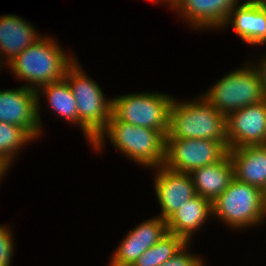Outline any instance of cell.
<instances>
[{"mask_svg": "<svg viewBox=\"0 0 266 266\" xmlns=\"http://www.w3.org/2000/svg\"><path fill=\"white\" fill-rule=\"evenodd\" d=\"M60 47L51 37H41L7 67L15 77L27 82V88L37 91L43 85L64 80L67 69L76 61L73 55L67 57Z\"/></svg>", "mask_w": 266, "mask_h": 266, "instance_id": "obj_1", "label": "cell"}, {"mask_svg": "<svg viewBox=\"0 0 266 266\" xmlns=\"http://www.w3.org/2000/svg\"><path fill=\"white\" fill-rule=\"evenodd\" d=\"M165 139H207L222 143L228 150L226 116L203 97L195 101L172 100Z\"/></svg>", "mask_w": 266, "mask_h": 266, "instance_id": "obj_2", "label": "cell"}, {"mask_svg": "<svg viewBox=\"0 0 266 266\" xmlns=\"http://www.w3.org/2000/svg\"><path fill=\"white\" fill-rule=\"evenodd\" d=\"M105 136L121 153L142 166L156 169L165 161L166 136L160 131L134 126L111 115L106 129L91 144L92 148L101 150Z\"/></svg>", "mask_w": 266, "mask_h": 266, "instance_id": "obj_3", "label": "cell"}, {"mask_svg": "<svg viewBox=\"0 0 266 266\" xmlns=\"http://www.w3.org/2000/svg\"><path fill=\"white\" fill-rule=\"evenodd\" d=\"M65 80L77 102L82 132L92 144L107 127L112 99H105L100 86L86 75L77 60L67 69Z\"/></svg>", "mask_w": 266, "mask_h": 266, "instance_id": "obj_4", "label": "cell"}, {"mask_svg": "<svg viewBox=\"0 0 266 266\" xmlns=\"http://www.w3.org/2000/svg\"><path fill=\"white\" fill-rule=\"evenodd\" d=\"M212 209L215 217L236 229L258 225L266 218L263 191L236 178L212 202Z\"/></svg>", "mask_w": 266, "mask_h": 266, "instance_id": "obj_5", "label": "cell"}, {"mask_svg": "<svg viewBox=\"0 0 266 266\" xmlns=\"http://www.w3.org/2000/svg\"><path fill=\"white\" fill-rule=\"evenodd\" d=\"M204 94L202 97L224 116L265 100L259 75L251 64L226 74Z\"/></svg>", "mask_w": 266, "mask_h": 266, "instance_id": "obj_6", "label": "cell"}, {"mask_svg": "<svg viewBox=\"0 0 266 266\" xmlns=\"http://www.w3.org/2000/svg\"><path fill=\"white\" fill-rule=\"evenodd\" d=\"M172 96L164 93L142 92L112 99V116L134 126L168 133Z\"/></svg>", "mask_w": 266, "mask_h": 266, "instance_id": "obj_7", "label": "cell"}, {"mask_svg": "<svg viewBox=\"0 0 266 266\" xmlns=\"http://www.w3.org/2000/svg\"><path fill=\"white\" fill-rule=\"evenodd\" d=\"M228 149L220 142L207 139H165L163 166L177 172L193 170L221 161Z\"/></svg>", "mask_w": 266, "mask_h": 266, "instance_id": "obj_8", "label": "cell"}, {"mask_svg": "<svg viewBox=\"0 0 266 266\" xmlns=\"http://www.w3.org/2000/svg\"><path fill=\"white\" fill-rule=\"evenodd\" d=\"M38 93L21 86L0 90V121L25 128L35 139L41 135ZM38 136V137H37Z\"/></svg>", "mask_w": 266, "mask_h": 266, "instance_id": "obj_9", "label": "cell"}, {"mask_svg": "<svg viewBox=\"0 0 266 266\" xmlns=\"http://www.w3.org/2000/svg\"><path fill=\"white\" fill-rule=\"evenodd\" d=\"M229 149L266 145V99L226 116Z\"/></svg>", "mask_w": 266, "mask_h": 266, "instance_id": "obj_10", "label": "cell"}, {"mask_svg": "<svg viewBox=\"0 0 266 266\" xmlns=\"http://www.w3.org/2000/svg\"><path fill=\"white\" fill-rule=\"evenodd\" d=\"M168 233L166 220L159 216L140 223L123 238L109 266H132L147 249Z\"/></svg>", "mask_w": 266, "mask_h": 266, "instance_id": "obj_11", "label": "cell"}, {"mask_svg": "<svg viewBox=\"0 0 266 266\" xmlns=\"http://www.w3.org/2000/svg\"><path fill=\"white\" fill-rule=\"evenodd\" d=\"M156 170L154 188L162 210L159 217L167 220L197 194L190 174L173 171L163 165Z\"/></svg>", "mask_w": 266, "mask_h": 266, "instance_id": "obj_12", "label": "cell"}, {"mask_svg": "<svg viewBox=\"0 0 266 266\" xmlns=\"http://www.w3.org/2000/svg\"><path fill=\"white\" fill-rule=\"evenodd\" d=\"M239 0H181L175 10L196 29L225 27L228 16ZM204 28V29H203Z\"/></svg>", "mask_w": 266, "mask_h": 266, "instance_id": "obj_13", "label": "cell"}, {"mask_svg": "<svg viewBox=\"0 0 266 266\" xmlns=\"http://www.w3.org/2000/svg\"><path fill=\"white\" fill-rule=\"evenodd\" d=\"M232 24L236 34L249 45L266 43V7L247 0L233 8L225 26Z\"/></svg>", "mask_w": 266, "mask_h": 266, "instance_id": "obj_14", "label": "cell"}, {"mask_svg": "<svg viewBox=\"0 0 266 266\" xmlns=\"http://www.w3.org/2000/svg\"><path fill=\"white\" fill-rule=\"evenodd\" d=\"M235 178L263 190L266 185V145L229 149Z\"/></svg>", "mask_w": 266, "mask_h": 266, "instance_id": "obj_15", "label": "cell"}, {"mask_svg": "<svg viewBox=\"0 0 266 266\" xmlns=\"http://www.w3.org/2000/svg\"><path fill=\"white\" fill-rule=\"evenodd\" d=\"M40 38L34 26L23 18L12 14L0 17V53L7 56L5 65Z\"/></svg>", "mask_w": 266, "mask_h": 266, "instance_id": "obj_16", "label": "cell"}, {"mask_svg": "<svg viewBox=\"0 0 266 266\" xmlns=\"http://www.w3.org/2000/svg\"><path fill=\"white\" fill-rule=\"evenodd\" d=\"M189 174L196 194L212 202L227 189L235 178L234 165L229 154L221 161L195 169Z\"/></svg>", "mask_w": 266, "mask_h": 266, "instance_id": "obj_17", "label": "cell"}, {"mask_svg": "<svg viewBox=\"0 0 266 266\" xmlns=\"http://www.w3.org/2000/svg\"><path fill=\"white\" fill-rule=\"evenodd\" d=\"M212 214V201L196 195L166 220L168 232L181 236L187 243H190L194 231L201 228L208 216Z\"/></svg>", "mask_w": 266, "mask_h": 266, "instance_id": "obj_18", "label": "cell"}, {"mask_svg": "<svg viewBox=\"0 0 266 266\" xmlns=\"http://www.w3.org/2000/svg\"><path fill=\"white\" fill-rule=\"evenodd\" d=\"M40 90L47 95L45 98L48 99L49 105L52 110L56 111V114L66 119L68 122L79 124L81 127L77 111V102L65 79L41 86L37 90L38 95H41L39 94Z\"/></svg>", "mask_w": 266, "mask_h": 266, "instance_id": "obj_19", "label": "cell"}, {"mask_svg": "<svg viewBox=\"0 0 266 266\" xmlns=\"http://www.w3.org/2000/svg\"><path fill=\"white\" fill-rule=\"evenodd\" d=\"M34 139L25 128L0 121V162L11 167L17 150Z\"/></svg>", "mask_w": 266, "mask_h": 266, "instance_id": "obj_20", "label": "cell"}, {"mask_svg": "<svg viewBox=\"0 0 266 266\" xmlns=\"http://www.w3.org/2000/svg\"><path fill=\"white\" fill-rule=\"evenodd\" d=\"M186 244L187 242L181 236L168 233L154 246L147 249L132 266H161Z\"/></svg>", "mask_w": 266, "mask_h": 266, "instance_id": "obj_21", "label": "cell"}, {"mask_svg": "<svg viewBox=\"0 0 266 266\" xmlns=\"http://www.w3.org/2000/svg\"><path fill=\"white\" fill-rule=\"evenodd\" d=\"M9 230L0 225V266H10L13 258V236Z\"/></svg>", "mask_w": 266, "mask_h": 266, "instance_id": "obj_22", "label": "cell"}, {"mask_svg": "<svg viewBox=\"0 0 266 266\" xmlns=\"http://www.w3.org/2000/svg\"><path fill=\"white\" fill-rule=\"evenodd\" d=\"M188 244L190 243H187L177 254L161 266H204V262L201 258H199V256L196 257L195 255L188 253Z\"/></svg>", "mask_w": 266, "mask_h": 266, "instance_id": "obj_23", "label": "cell"}, {"mask_svg": "<svg viewBox=\"0 0 266 266\" xmlns=\"http://www.w3.org/2000/svg\"><path fill=\"white\" fill-rule=\"evenodd\" d=\"M261 60H263V61H261L259 66H257V67L255 66L254 68L259 75L263 94H264V97L266 99V56Z\"/></svg>", "mask_w": 266, "mask_h": 266, "instance_id": "obj_24", "label": "cell"}, {"mask_svg": "<svg viewBox=\"0 0 266 266\" xmlns=\"http://www.w3.org/2000/svg\"><path fill=\"white\" fill-rule=\"evenodd\" d=\"M7 170L8 168L0 162V179H3L2 177L4 176Z\"/></svg>", "mask_w": 266, "mask_h": 266, "instance_id": "obj_25", "label": "cell"}, {"mask_svg": "<svg viewBox=\"0 0 266 266\" xmlns=\"http://www.w3.org/2000/svg\"><path fill=\"white\" fill-rule=\"evenodd\" d=\"M151 1H158V2H164V3H167L169 4V6L172 8H174V0H151Z\"/></svg>", "mask_w": 266, "mask_h": 266, "instance_id": "obj_26", "label": "cell"}, {"mask_svg": "<svg viewBox=\"0 0 266 266\" xmlns=\"http://www.w3.org/2000/svg\"><path fill=\"white\" fill-rule=\"evenodd\" d=\"M266 7V0H253Z\"/></svg>", "mask_w": 266, "mask_h": 266, "instance_id": "obj_27", "label": "cell"}, {"mask_svg": "<svg viewBox=\"0 0 266 266\" xmlns=\"http://www.w3.org/2000/svg\"><path fill=\"white\" fill-rule=\"evenodd\" d=\"M262 191H263V196H264L265 201H266V185H265V187H264V189Z\"/></svg>", "mask_w": 266, "mask_h": 266, "instance_id": "obj_28", "label": "cell"}, {"mask_svg": "<svg viewBox=\"0 0 266 266\" xmlns=\"http://www.w3.org/2000/svg\"><path fill=\"white\" fill-rule=\"evenodd\" d=\"M181 0H174V8Z\"/></svg>", "mask_w": 266, "mask_h": 266, "instance_id": "obj_29", "label": "cell"}]
</instances>
